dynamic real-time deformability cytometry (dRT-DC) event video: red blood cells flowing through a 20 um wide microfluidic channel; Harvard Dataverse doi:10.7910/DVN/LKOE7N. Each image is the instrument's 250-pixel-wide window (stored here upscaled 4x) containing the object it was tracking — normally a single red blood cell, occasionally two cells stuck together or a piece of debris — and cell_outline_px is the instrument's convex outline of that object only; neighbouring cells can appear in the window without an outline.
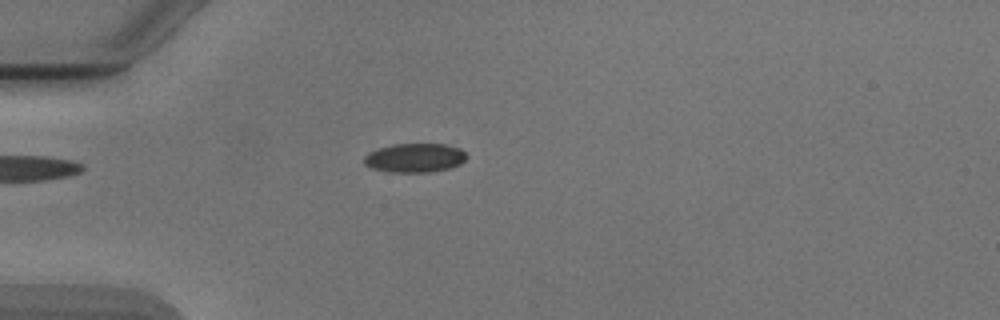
{"species": "Egyptian fruit bat (a non-hibernating species)", "species_latin": "Rousettus aegyptiacus", "temperature_condition": "cold", "stored_images_in_passage": 4, "camera_frame_rate_fps": 3000, "um_per_image_px": 0.085, "animal": {"sex": "male"}, "frame": {"image": 1, "passage_image": 3, "time_ms": 2.333, "image_size_px": [1000, 320], "cell_outline_px": [[468, 156], [460, 164], [448, 168], [428, 172], [388, 172], [372, 168], [364, 164], [364, 156], [368, 152], [392, 144], [444, 144], [460, 148]], "centroid_in_image_um": [35.24, 13.41], "position_along_channel_um": 49.8, "area_um2": 17.28}}